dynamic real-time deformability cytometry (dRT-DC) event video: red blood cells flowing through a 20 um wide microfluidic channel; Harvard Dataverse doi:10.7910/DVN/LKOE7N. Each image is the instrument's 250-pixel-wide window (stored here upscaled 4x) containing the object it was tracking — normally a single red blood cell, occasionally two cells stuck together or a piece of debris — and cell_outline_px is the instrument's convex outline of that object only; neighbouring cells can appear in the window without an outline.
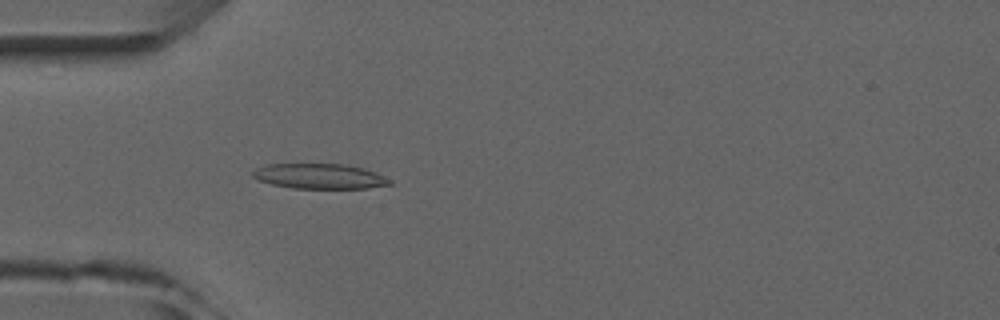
{"species": "common noctule bat (a hibernating species)", "species_latin": "Nyctalus noctula", "temperature_condition": "room temperature", "stored_images_in_passage": 5, "camera_frame_rate_fps": 3000, "um_per_image_px": 0.085, "animal": {"sex": "male", "forearm_length_mm": 52.5}, "frame": {"image": 1, "passage_image": 5, "time_ms": 4.667, "image_size_px": [1000, 320], "cell_outline_px": [[392, 184], [368, 188], [292, 188], [272, 184], [260, 180], [252, 176], [252, 172], [256, 168], [268, 164], [348, 164], [364, 168], [376, 172], [392, 180]], "centroid_in_image_um": [27.2, 14.97], "position_along_channel_um": 57.8, "area_um2": 20.06}}